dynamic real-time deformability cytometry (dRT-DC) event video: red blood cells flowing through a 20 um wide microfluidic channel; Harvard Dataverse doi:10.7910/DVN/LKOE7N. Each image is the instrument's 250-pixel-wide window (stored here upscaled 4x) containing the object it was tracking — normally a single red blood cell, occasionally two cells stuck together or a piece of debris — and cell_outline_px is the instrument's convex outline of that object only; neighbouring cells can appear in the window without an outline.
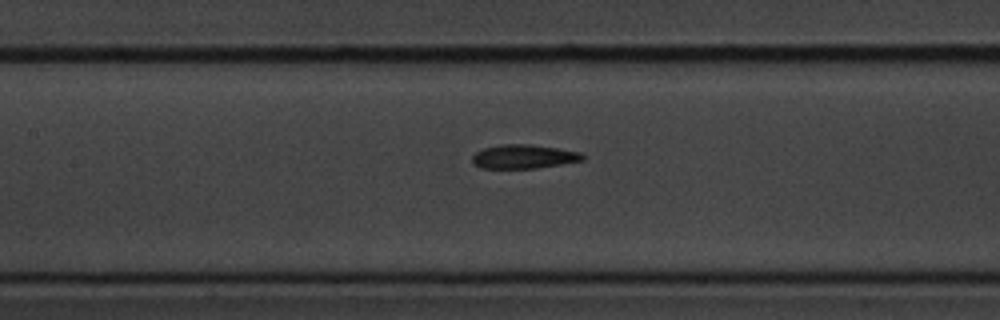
{"species": "common noctule bat (a hibernating species)", "species_latin": "Nyctalus noctula", "temperature_condition": "cold", "stored_images_in_passage": 8, "camera_frame_rate_fps": 3000, "um_per_image_px": 0.085, "animal": {"sex": "male", "body_mass_g": 20.1, "forearm_length_mm": 53.5}, "frame": {"image": 1, "passage_image": 8, "time_ms": 9.0, "image_size_px": [1000, 320], "cell_outline_px": [[584, 160], [536, 168], [480, 168], [472, 164], [472, 156], [476, 152], [484, 148], [500, 144], [528, 144], [556, 148], [580, 152], [584, 156]], "centroid_in_image_um": [44.47, 13.31], "position_along_channel_um": 162.9, "area_um2": 15.32}}